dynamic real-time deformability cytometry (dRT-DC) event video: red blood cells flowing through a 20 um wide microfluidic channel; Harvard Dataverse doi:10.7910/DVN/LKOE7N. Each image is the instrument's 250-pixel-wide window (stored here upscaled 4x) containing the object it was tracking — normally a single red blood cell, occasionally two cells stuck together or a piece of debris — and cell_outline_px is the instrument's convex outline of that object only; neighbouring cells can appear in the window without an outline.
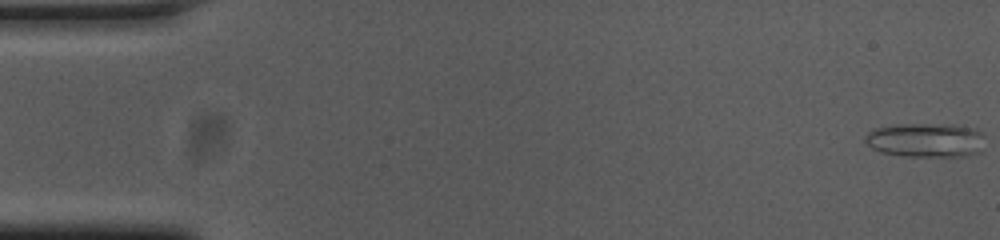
{"species": "common noctule bat (a hibernating species)", "species_latin": "Nyctalus noctula", "temperature_condition": "cold", "stored_images_in_passage": 44, "camera_frame_rate_fps": 3000, "um_per_image_px": 0.085, "animal": {"sex": "female", "body_mass_g": 23.0, "forearm_length_mm": 53.4}, "frame": {"image": 1, "passage_image": 1, "time_ms": 0.0, "image_size_px": [1000, 240], "cell_outline_px": [[984, 136], [980, 152], [964, 156], [904, 156], [880, 152], [872, 148], [864, 140], [864, 136], [868, 132], [876, 128], [892, 124], [952, 124], [976, 128]], "centroid_in_image_um": [78.68, 11.9], "position_along_channel_um": 6.3, "area_um2": 24.1}}